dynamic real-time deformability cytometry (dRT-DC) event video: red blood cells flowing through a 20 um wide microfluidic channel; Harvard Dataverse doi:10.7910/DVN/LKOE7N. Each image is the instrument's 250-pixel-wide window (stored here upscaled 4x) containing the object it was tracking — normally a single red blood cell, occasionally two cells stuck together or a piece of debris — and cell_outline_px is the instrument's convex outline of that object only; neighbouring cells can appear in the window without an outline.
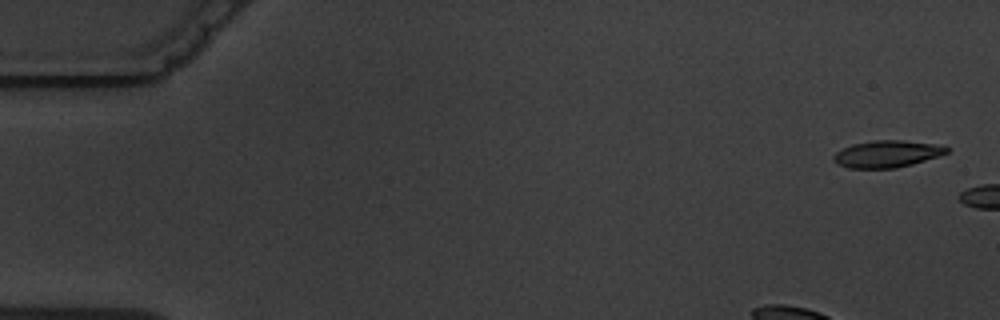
{"species": "common noctule bat (a hibernating species)", "species_latin": "Nyctalus noctula", "temperature_condition": "warm", "stored_images_in_passage": 6, "camera_frame_rate_fps": 3000, "um_per_image_px": 0.085, "animal": {"sex": "male", "body_mass_g": 19.5, "forearm_length_mm": 54.6}, "frame": {"image": 1, "passage_image": 1, "time_ms": 0.0, "image_size_px": [1000, 320], "cell_outline_px": [[952, 148], [948, 152], [940, 156], [912, 164], [896, 168], [848, 168], [832, 160], [832, 156], [836, 152], [852, 144], [872, 140], [900, 140], [936, 144]], "centroid_in_image_um": [75.42, 13.08], "position_along_channel_um": 9.6, "area_um2": 17.8}}